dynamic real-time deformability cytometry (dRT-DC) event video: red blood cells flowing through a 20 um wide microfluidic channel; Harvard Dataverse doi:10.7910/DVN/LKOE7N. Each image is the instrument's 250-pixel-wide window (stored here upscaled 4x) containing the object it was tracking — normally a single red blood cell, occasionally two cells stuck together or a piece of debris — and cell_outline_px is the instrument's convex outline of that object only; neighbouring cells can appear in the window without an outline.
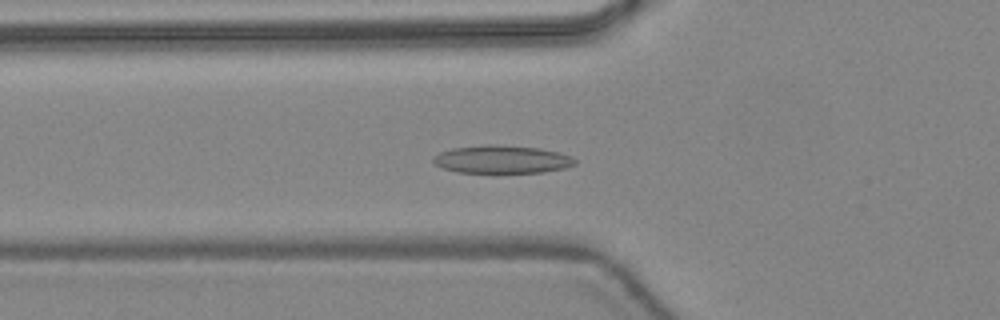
{"species": "common noctule bat (a hibernating species)", "species_latin": "Nyctalus noctula", "temperature_condition": "warm", "stored_images_in_passage": 47, "camera_frame_rate_fps": 3000, "um_per_image_px": 0.085, "animal": {"sex": "female", "body_mass_g": 24.6, "forearm_length_mm": 56.2}, "frame": {"image": 1, "passage_image": 17, "time_ms": 5.333, "image_size_px": [1000, 320], "cell_outline_px": [[576, 164], [564, 168], [544, 172], [456, 172], [444, 168], [436, 164], [432, 160], [432, 156], [440, 152], [452, 148], [484, 144], [496, 144], [540, 148], [560, 152], [572, 156], [576, 160]], "centroid_in_image_um": [42.67, 13.53], "position_along_channel_um": 83.1, "area_um2": 23.18}}
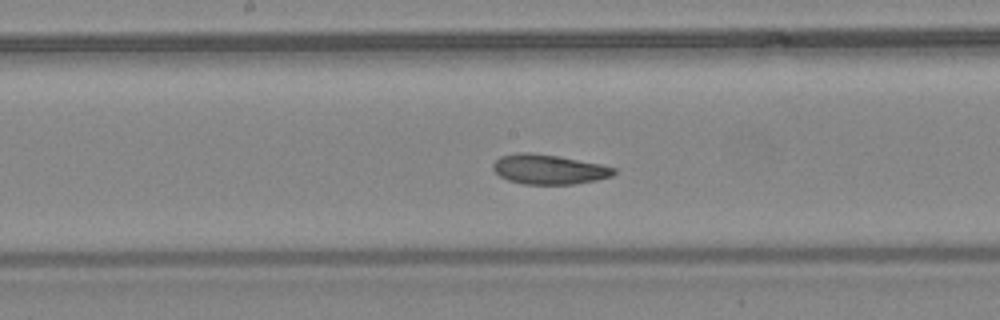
{"frame": {"image": 2, "passage_image": 25, "time_ms": 8.0, "image_size_px": [1000, 320], "cell_outline_px": [[616, 172], [612, 176], [596, 180], [572, 184], [524, 184], [508, 180], [500, 176], [492, 168], [492, 164], [500, 156], [516, 152], [528, 152], [560, 156], [600, 164], [616, 168]], "centroid_in_image_um": [46.63, 14.38], "position_along_channel_um": 201.6, "area_um2": 20.98}}
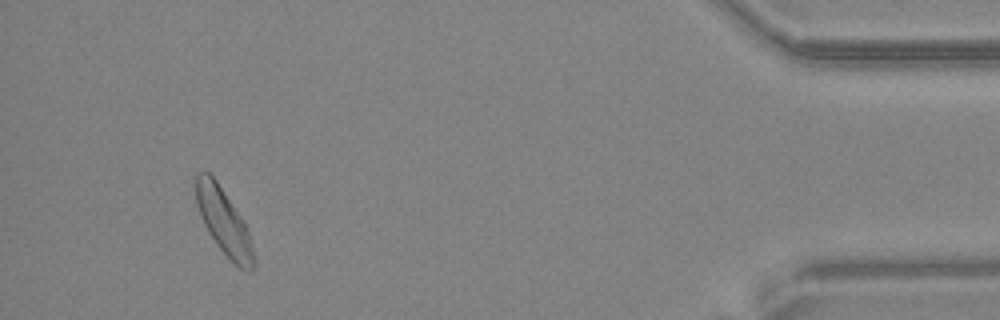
{"frame": {"image": 3, "passage_image": 44, "time_ms": 14.333, "image_size_px": [1000, 320], "cell_outline_px": [[256, 268], [252, 272], [248, 272], [240, 268], [216, 244], [208, 232], [200, 216], [196, 204], [196, 172], [208, 172], [216, 180], [244, 220], [248, 232], [256, 260]], "centroid_in_image_um": [19.04, 18.87], "position_along_channel_um": 416.2, "area_um2": 22.14}, "authors_computed_cell_mechanics": {"area_um2": 21.675, "velocity_mm_per_s": 4.4032, "shape_relaxation_time_tau1_ms": 3.96, "shape_relaxation_time_tau2_ms": 4.9483, "deformation_change_tau1": 0.1132, "deformation_change_tau2": 0.1059}}